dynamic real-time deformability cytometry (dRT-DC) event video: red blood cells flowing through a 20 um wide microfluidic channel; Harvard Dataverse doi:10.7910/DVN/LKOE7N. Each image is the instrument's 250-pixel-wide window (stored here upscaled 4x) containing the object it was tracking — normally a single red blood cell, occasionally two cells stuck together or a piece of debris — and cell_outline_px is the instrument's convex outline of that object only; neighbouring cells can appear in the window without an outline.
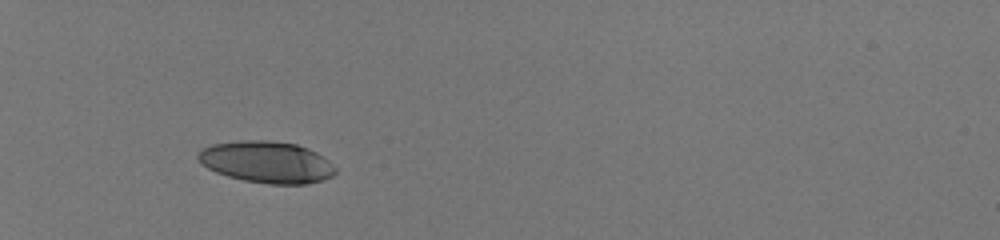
{"species": "human", "species_latin": "Homo sapiens", "temperature_condition": "room temperature", "stored_images_in_passage": 35, "camera_frame_rate_fps": 3000, "um_per_image_px": 0.085, "donor": {"sex": "male"}, "frame": {"image": 1, "passage_image": 1, "time_ms": 0.0, "image_size_px": [1000, 240], "cell_outline_px": [[336, 172], [332, 176], [324, 180], [308, 184], [268, 184], [244, 180], [228, 176], [216, 172], [208, 168], [196, 156], [204, 148], [212, 144], [240, 140], [264, 140], [296, 144], [308, 148], [324, 156], [336, 168]], "centroid_in_image_um": [22.71, 13.78], "position_along_channel_um": 62.3, "area_um2": 33.29}}
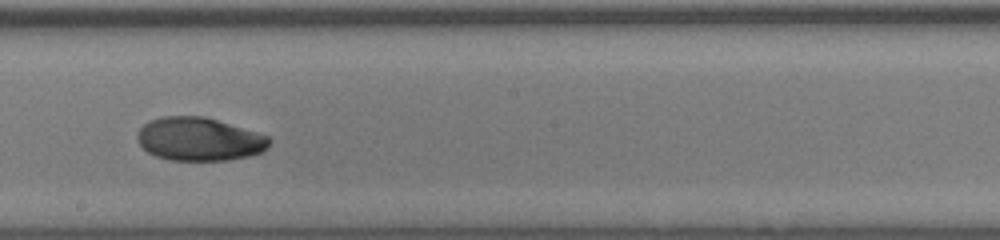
{"frame": {"image": 2, "passage_image": 16, "time_ms": 5.0, "image_size_px": [1000, 240], "cell_outline_px": [[272, 140], [268, 148], [264, 152], [248, 156], [228, 160], [168, 160], [156, 156], [148, 152], [136, 140], [136, 136], [140, 128], [148, 120], [164, 116], [204, 116], [256, 132], [268, 136]], "centroid_in_image_um": [16.93, 11.83], "position_along_channel_um": 231.3, "area_um2": 33.41}}
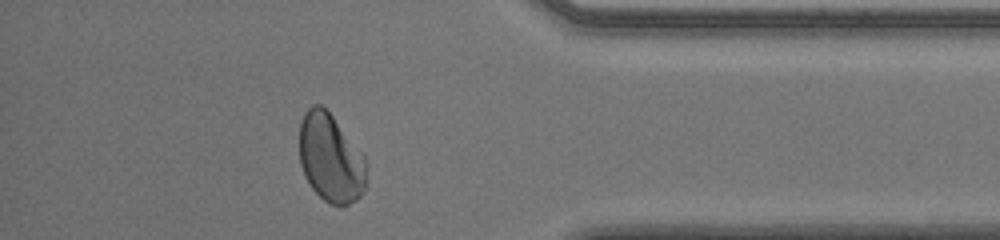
{"frame": {"image": 3, "passage_image": 30, "time_ms": 9.667, "image_size_px": [1000, 240], "cell_outline_px": [[364, 188], [360, 196], [356, 200], [340, 208], [328, 204], [312, 188], [300, 164], [300, 120], [304, 112], [312, 104], [320, 104], [332, 116], [364, 156]], "centroid_in_image_um": [28.07, 13.45], "position_along_channel_um": 407.1, "area_um2": 34.04}, "authors_computed_cell_mechanics": {"area_um2": 33.9864, "velocity_mm_per_s": 4.0318, "shape_relaxation_time_tau1_ms": 6.2975, "shape_relaxation_time_tau2_ms": 2.904, "deformation_change_tau1": 0.1898, "deformation_change_tau2": 0.0389}}